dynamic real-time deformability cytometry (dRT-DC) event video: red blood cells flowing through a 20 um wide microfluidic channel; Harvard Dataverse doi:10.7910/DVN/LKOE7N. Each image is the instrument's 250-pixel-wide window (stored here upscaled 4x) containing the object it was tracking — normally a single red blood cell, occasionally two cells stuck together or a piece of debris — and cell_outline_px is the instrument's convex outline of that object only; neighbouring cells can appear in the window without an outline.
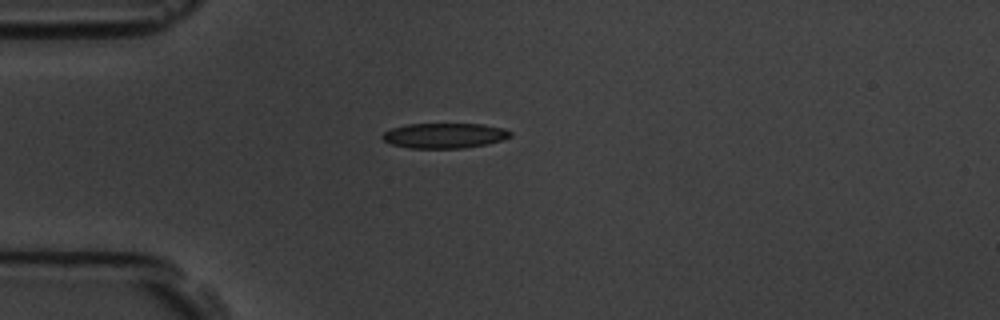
{"species": "common noctule bat (a hibernating species)", "species_latin": "Nyctalus noctula", "temperature_condition": "room temperature", "stored_images_in_passage": 6, "camera_frame_rate_fps": 3000, "um_per_image_px": 0.085, "animal": {"sex": "male", "body_mass_g": 19.5, "forearm_length_mm": 54.6}, "frame": {"image": 1, "passage_image": 5, "time_ms": 4.667, "image_size_px": [1000, 320], "cell_outline_px": [[512, 136], [500, 140], [484, 144], [464, 148], [408, 148], [392, 144], [384, 140], [380, 136], [384, 132], [392, 128], [408, 124], [484, 124], [504, 128], [512, 132]], "centroid_in_image_um": [37.77, 11.52], "position_along_channel_um": 47.2, "area_um2": 18.67}}